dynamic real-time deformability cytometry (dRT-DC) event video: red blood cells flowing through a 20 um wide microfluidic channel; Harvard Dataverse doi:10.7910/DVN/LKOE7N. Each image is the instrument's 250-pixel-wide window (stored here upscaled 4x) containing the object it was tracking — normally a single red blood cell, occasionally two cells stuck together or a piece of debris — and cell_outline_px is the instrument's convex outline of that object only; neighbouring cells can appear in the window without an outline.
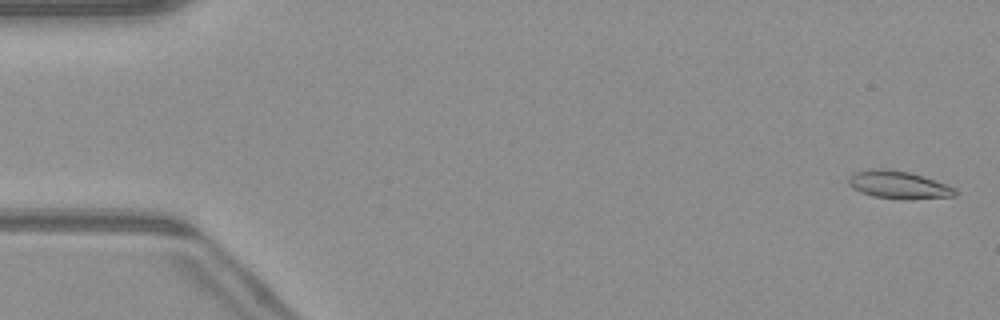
{"species": "common noctule bat (a hibernating species)", "species_latin": "Nyctalus noctula", "temperature_condition": "warm", "stored_images_in_passage": 51, "camera_frame_rate_fps": 3000, "um_per_image_px": 0.085, "animal": {"sex": "male", "body_mass_g": 23.1, "forearm_length_mm": 52.7}, "frame": {"image": 1, "passage_image": 2, "time_ms": 0.333, "image_size_px": [1000, 320], "cell_outline_px": [[956, 196], [908, 200], [904, 200], [872, 196], [860, 192], [852, 188], [848, 184], [848, 180], [856, 172], [880, 168], [888, 168], [908, 172], [924, 176], [944, 184], [952, 188], [956, 192]], "centroid_in_image_um": [76.36, 15.73], "position_along_channel_um": 8.6, "area_um2": 17.11}}
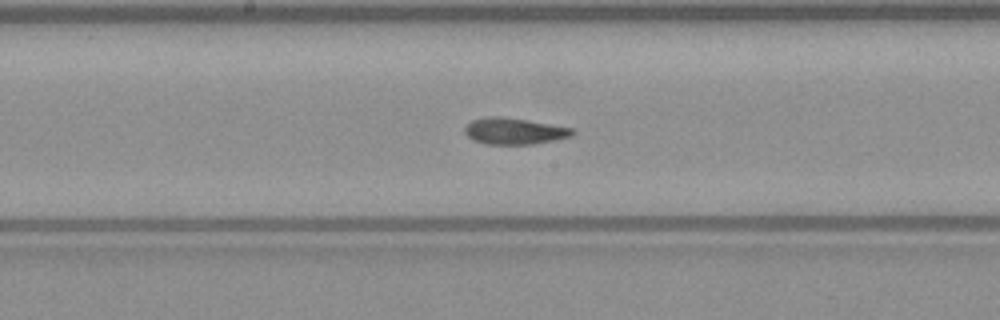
{"frame": {"image": 2, "passage_image": 27, "time_ms": 8.667, "image_size_px": [1000, 320], "cell_outline_px": [[576, 132], [572, 136], [556, 140], [532, 144], [488, 144], [472, 140], [464, 132], [464, 128], [472, 120], [492, 116], [496, 116], [528, 120], [572, 128]], "centroid_in_image_um": [43.72, 11.15], "position_along_channel_um": 204.5, "area_um2": 16.47}}
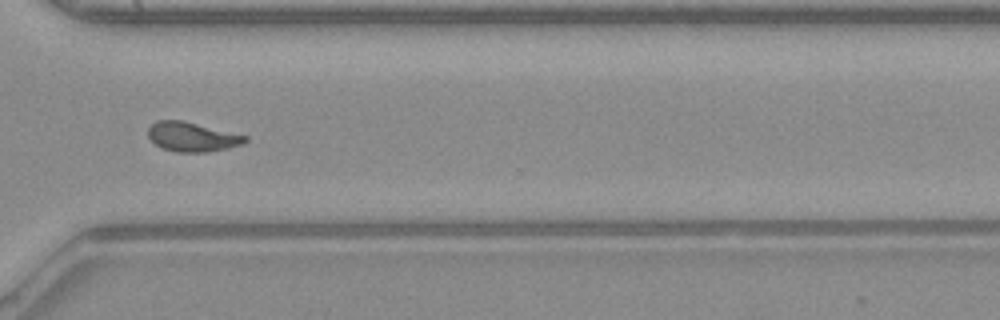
{"frame": {"image": 3, "passage_image": 38, "time_ms": 12.333, "image_size_px": [1000, 320], "cell_outline_px": [[248, 140], [244, 144], [228, 148], [208, 152], [176, 152], [164, 148], [156, 144], [148, 136], [148, 128], [156, 120], [184, 120], [248, 136]], "centroid_in_image_um": [16.36, 11.62], "position_along_channel_um": 354.2, "area_um2": 16.7}, "authors_computed_cell_mechanics": {"area_um2": 16.6464, "velocity_mm_per_s": 4.0867, "shape_relaxation_time_tau1_ms": null, "shape_relaxation_time_tau2_ms": 1.9745, "deformation_change_tau1": null, "deformation_change_tau2": 0.0859}}